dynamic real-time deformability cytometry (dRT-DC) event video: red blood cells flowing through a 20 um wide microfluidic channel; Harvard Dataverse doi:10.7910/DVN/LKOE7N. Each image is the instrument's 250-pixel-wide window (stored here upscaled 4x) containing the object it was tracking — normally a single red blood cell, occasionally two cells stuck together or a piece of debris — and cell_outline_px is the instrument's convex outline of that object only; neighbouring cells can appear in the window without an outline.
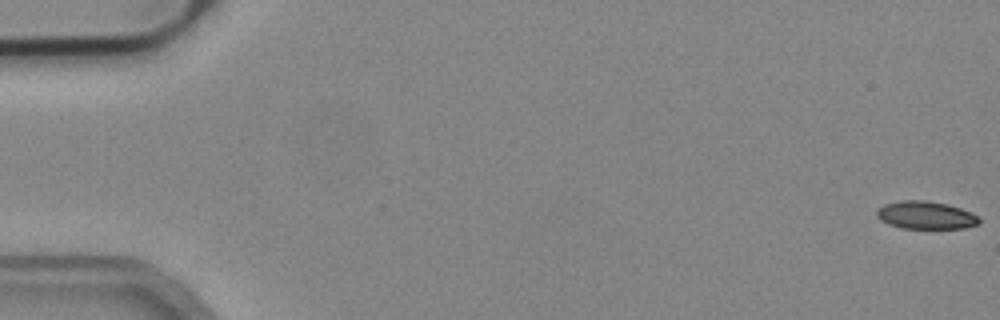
{"species": "common noctule bat (a hibernating species)", "species_latin": "Nyctalus noctula", "temperature_condition": "cold", "stored_images_in_passage": 55, "camera_frame_rate_fps": 3000, "um_per_image_px": 0.085, "animal": {"sex": "male", "body_mass_g": 19.2, "forearm_length_mm": 51.8}, "frame": {"image": 1, "passage_image": 1, "time_ms": 0.0, "image_size_px": [1000, 320], "cell_outline_px": [[980, 224], [964, 228], [900, 228], [888, 224], [880, 220], [876, 216], [876, 208], [884, 204], [900, 200], [924, 200], [948, 204], [960, 208], [976, 216], [980, 220]], "centroid_in_image_um": [78.63, 18.29], "position_along_channel_um": 6.4, "area_um2": 16.65}}
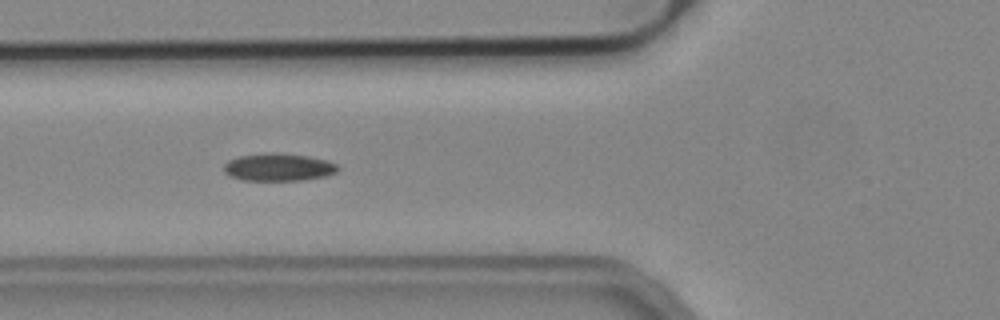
{"frame": {"image": 2, "passage_image": 21, "time_ms": 6.667, "image_size_px": [1000, 320], "cell_outline_px": [[340, 168], [336, 172], [324, 176], [300, 180], [244, 180], [228, 176], [224, 172], [224, 164], [228, 160], [240, 156], [308, 156], [324, 160], [336, 164]], "centroid_in_image_um": [23.65, 14.27], "position_along_channel_um": 102.1, "area_um2": 17.17}}
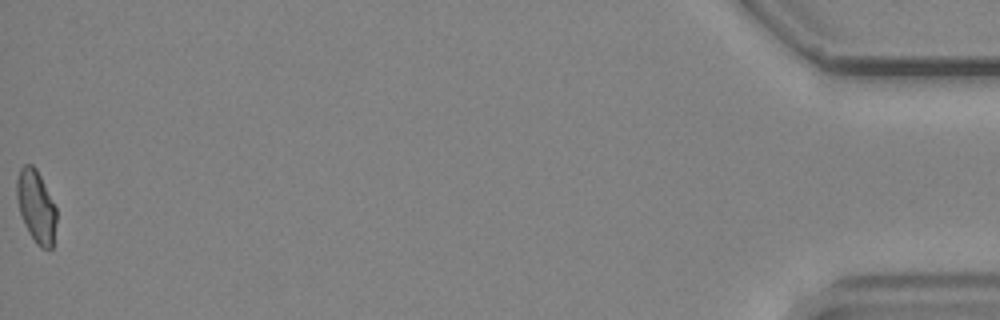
{"frame": {"image": 3, "passage_image": 55, "time_ms": 18.0, "image_size_px": [1000, 320], "cell_outline_px": [[56, 220], [52, 248], [40, 248], [36, 244], [28, 232], [24, 224], [20, 212], [16, 196], [16, 180], [20, 168], [24, 164], [32, 164], [36, 168], [56, 208]], "centroid_in_image_um": [3.05, 17.54], "position_along_channel_um": 432.1, "area_um2": 16.65}, "authors_computed_cell_mechanics": {"area_um2": 17.4556, "velocity_mm_per_s": 3.8078, "shape_relaxation_time_tau1_ms": null, "shape_relaxation_time_tau2_ms": 4.0522, "deformation_change_tau1": null, "deformation_change_tau2": 0.0932}}